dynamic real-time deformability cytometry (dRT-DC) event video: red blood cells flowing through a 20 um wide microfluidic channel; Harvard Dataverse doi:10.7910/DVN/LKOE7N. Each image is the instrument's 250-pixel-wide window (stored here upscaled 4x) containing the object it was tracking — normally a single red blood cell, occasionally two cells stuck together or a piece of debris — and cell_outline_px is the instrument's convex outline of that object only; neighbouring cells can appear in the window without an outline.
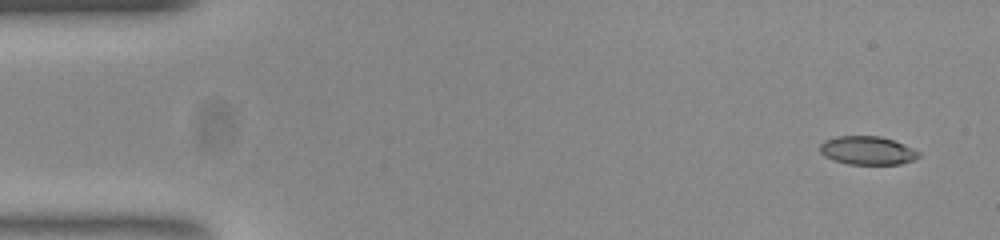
{"species": "common noctule bat (a hibernating species)", "species_latin": "Nyctalus noctula", "temperature_condition": "room temperature", "stored_images_in_passage": 14, "camera_frame_rate_fps": 3000, "um_per_image_px": 0.085, "animal": {"sex": "female", "body_mass_g": 23.0, "forearm_length_mm": 53.4}, "frame": {"image": 1, "passage_image": 1, "time_ms": 0.0, "image_size_px": [1000, 240], "cell_outline_px": [[920, 156], [912, 160], [900, 164], [848, 164], [824, 156], [820, 152], [820, 144], [824, 140], [836, 136], [880, 136], [904, 144], [920, 152]], "centroid_in_image_um": [73.72, 12.78], "position_along_channel_um": 11.3, "area_um2": 16.3}}
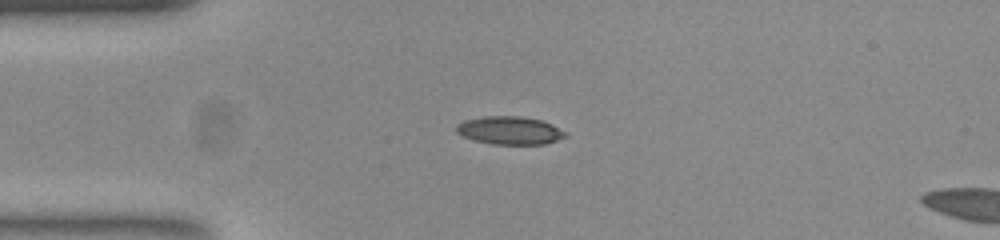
{"frame": {"image": 2, "passage_image": 11, "time_ms": 3.333, "image_size_px": [1000, 240], "cell_outline_px": [[568, 136], [544, 144], [492, 144], [476, 140], [464, 136], [456, 132], [456, 124], [464, 120], [484, 116], [520, 116], [540, 120], [552, 124], [568, 132]], "centroid_in_image_um": [43.35, 11.08], "position_along_channel_um": 41.7, "area_um2": 17.8}}